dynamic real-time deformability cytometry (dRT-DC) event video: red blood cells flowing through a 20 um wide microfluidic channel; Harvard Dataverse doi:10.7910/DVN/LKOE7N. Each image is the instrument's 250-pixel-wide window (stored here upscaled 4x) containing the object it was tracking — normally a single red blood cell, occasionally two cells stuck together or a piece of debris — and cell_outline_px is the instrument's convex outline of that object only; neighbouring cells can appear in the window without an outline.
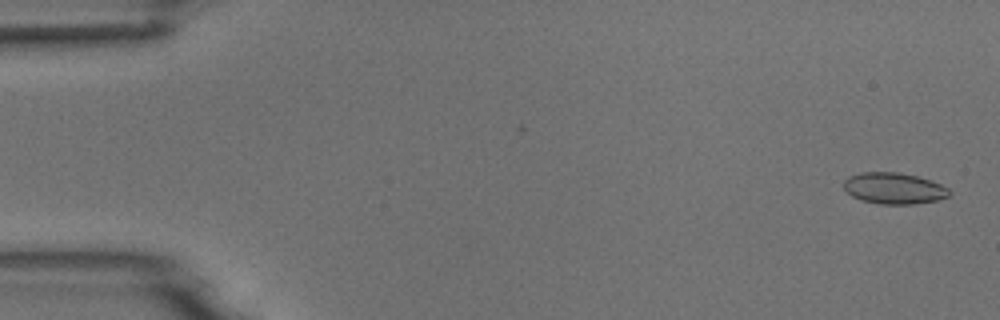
{"species": "common noctule bat (a hibernating species)", "species_latin": "Nyctalus noctula", "temperature_condition": "room temperature", "stored_images_in_passage": 54, "camera_frame_rate_fps": 3000, "um_per_image_px": 0.085, "animal": {"sex": "male", "body_mass_g": 18.8}, "frame": {"image": 1, "passage_image": 2, "time_ms": 0.333, "image_size_px": [1000, 320], "cell_outline_px": [[952, 192], [948, 196], [936, 200], [912, 204], [880, 204], [860, 200], [852, 196], [844, 188], [844, 180], [848, 176], [860, 172], [900, 172], [916, 176], [940, 184], [948, 188]], "centroid_in_image_um": [75.95, 16.0], "position_along_channel_um": 9.0, "area_um2": 19.19}}
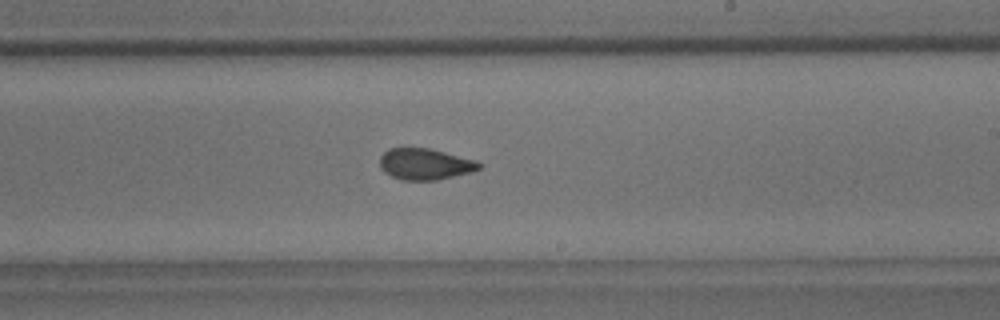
{"frame": {"image": 2, "passage_image": 32, "time_ms": 10.333, "image_size_px": [1000, 320], "cell_outline_px": [[480, 168], [472, 172], [436, 180], [400, 180], [384, 172], [380, 168], [380, 156], [388, 148], [428, 148], [476, 160], [480, 164]], "centroid_in_image_um": [36.1, 13.95], "position_along_channel_um": 252.9, "area_um2": 18.03}}
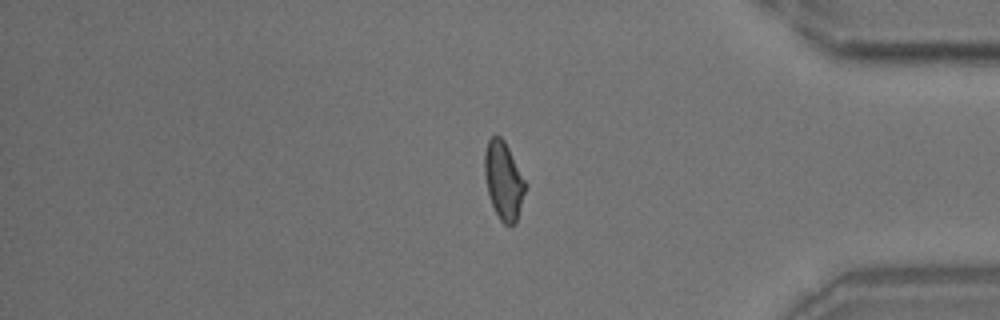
{"frame": {"image": 3, "passage_image": 45, "time_ms": 14.667, "image_size_px": [1000, 320], "cell_outline_px": [[524, 192], [516, 224], [504, 224], [500, 220], [492, 204], [488, 192], [484, 176], [484, 152], [488, 140], [492, 136], [500, 136], [504, 140], [524, 180]], "centroid_in_image_um": [42.76, 15.34], "position_along_channel_um": 392.4, "area_um2": 17.98}, "authors_computed_cell_mechanics": {"area_um2": 18.7272, "velocity_mm_per_s": 3.7752, "shape_relaxation_time_tau1_ms": 4.6427, "shape_relaxation_time_tau2_ms": 1.1711, "deformation_change_tau1": 0.1054, "deformation_change_tau2": 0.0612}}